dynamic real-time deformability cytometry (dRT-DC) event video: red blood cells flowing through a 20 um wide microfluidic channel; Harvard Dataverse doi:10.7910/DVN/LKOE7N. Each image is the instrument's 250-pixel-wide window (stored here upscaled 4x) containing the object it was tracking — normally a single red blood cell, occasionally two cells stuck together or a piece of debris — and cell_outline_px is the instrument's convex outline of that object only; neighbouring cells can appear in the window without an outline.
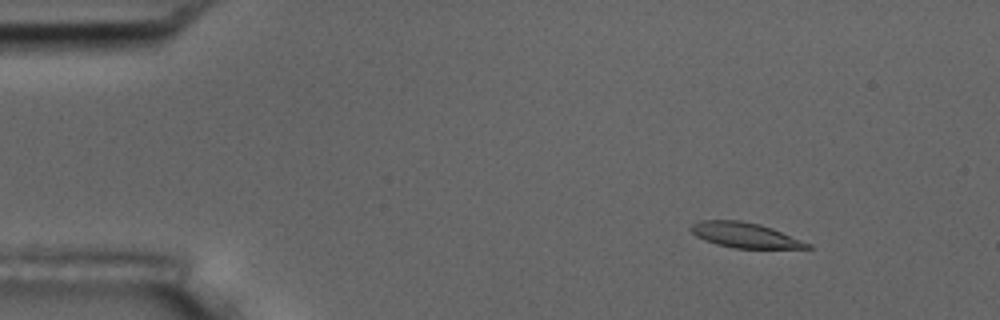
{"species": "common noctule bat (a hibernating species)", "species_latin": "Nyctalus noctula", "temperature_condition": "room temperature", "stored_images_in_passage": 6, "camera_frame_rate_fps": 3000, "um_per_image_px": 0.085, "animal": {"sex": "male", "body_mass_g": 17.5, "forearm_length_mm": 52.3}, "frame": {"image": 1, "passage_image": 2, "time_ms": 1.333, "image_size_px": [1000, 320], "cell_outline_px": [[812, 248], [732, 248], [716, 244], [704, 240], [696, 236], [688, 228], [692, 224], [700, 220], [740, 220], [760, 224], [772, 228], [812, 244]], "centroid_in_image_um": [63.29, 19.98], "position_along_channel_um": 21.7, "area_um2": 17.11}}
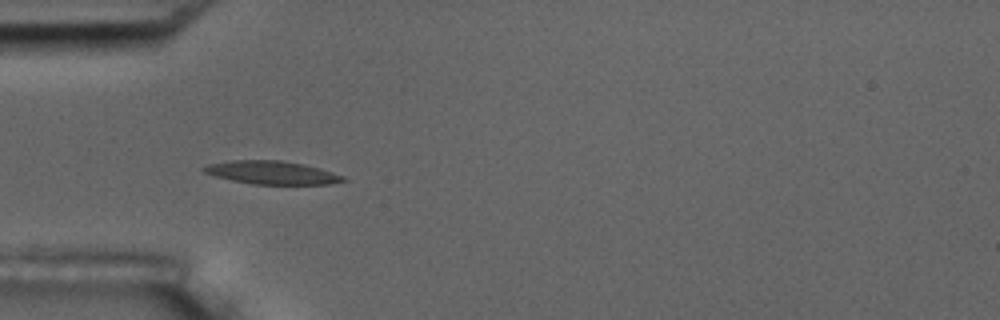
{"frame": {"image": 2, "passage_image": 5, "time_ms": 4.667, "image_size_px": [1000, 320], "cell_outline_px": [[348, 180], [328, 184], [252, 184], [232, 180], [216, 176], [204, 172], [200, 168], [208, 164], [232, 160], [280, 160], [320, 168], [344, 176]], "centroid_in_image_um": [23.09, 14.67], "position_along_channel_um": 61.9, "area_um2": 18.67}}